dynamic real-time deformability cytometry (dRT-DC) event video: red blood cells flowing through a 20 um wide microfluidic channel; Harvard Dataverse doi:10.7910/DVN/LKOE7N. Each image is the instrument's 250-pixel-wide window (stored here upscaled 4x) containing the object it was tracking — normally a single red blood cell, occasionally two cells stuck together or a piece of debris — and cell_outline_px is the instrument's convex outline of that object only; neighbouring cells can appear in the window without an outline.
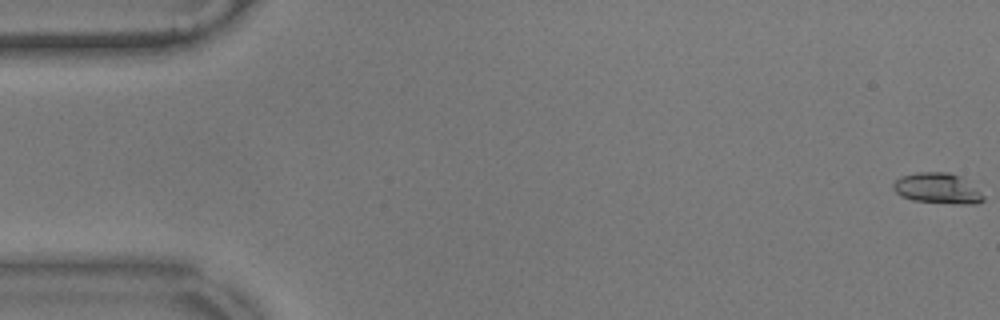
{"species": "common noctule bat (a hibernating species)", "species_latin": "Nyctalus noctula", "temperature_condition": "warm", "stored_images_in_passage": 58, "camera_frame_rate_fps": 3000, "um_per_image_px": 0.085, "animal": {"sex": "male", "body_mass_g": 17.9}, "frame": {"image": 1, "passage_image": 1, "time_ms": 0.0, "image_size_px": [1000, 320], "cell_outline_px": [[984, 200], [976, 204], [956, 204], [912, 200], [900, 196], [892, 188], [892, 184], [900, 176], [920, 172], [948, 172], [960, 176], [980, 192], [984, 196]], "centroid_in_image_um": [79.66, 16.02], "position_along_channel_um": 5.3, "area_um2": 16.01}}
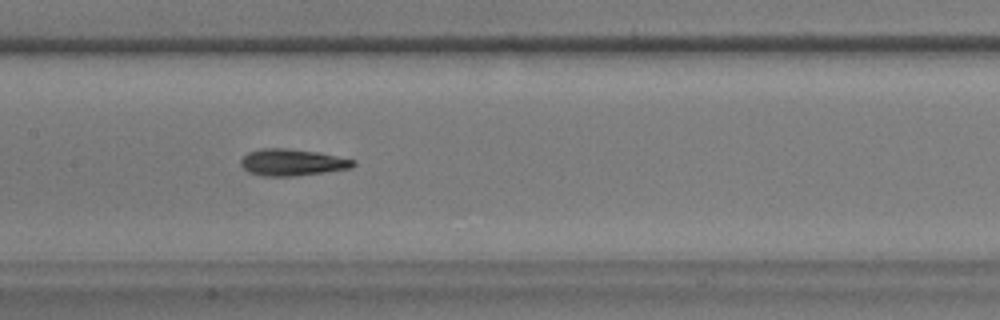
{"frame": {"image": 2, "passage_image": 28, "time_ms": 9.0, "image_size_px": [1000, 320], "cell_outline_px": [[356, 164], [352, 168], [324, 172], [292, 176], [264, 176], [248, 172], [240, 164], [240, 160], [248, 152], [260, 148], [284, 148], [320, 152], [356, 160]], "centroid_in_image_um": [24.85, 13.79], "position_along_channel_um": 182.6, "area_um2": 17.57}}
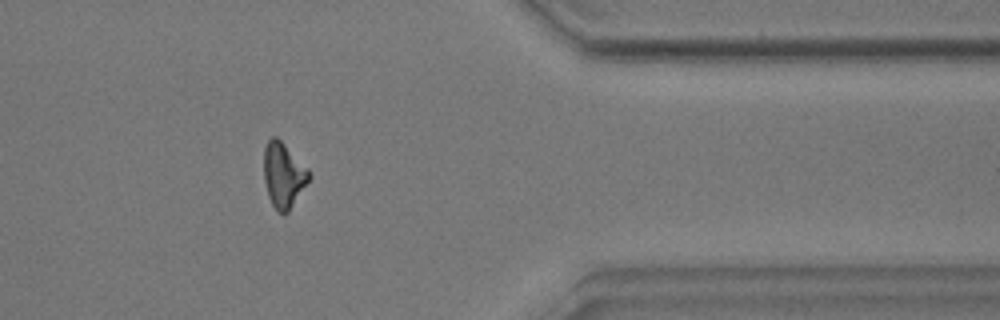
{"frame": {"image": 3, "passage_image": 47, "time_ms": 15.333, "image_size_px": [1000, 320], "cell_outline_px": [[312, 176], [288, 212], [284, 216], [276, 212], [268, 196], [264, 180], [264, 148], [268, 140], [272, 136], [276, 136], [308, 168]], "centroid_in_image_um": [24.09, 14.91], "position_along_channel_um": 387.3, "area_um2": 17.22}, "authors_computed_cell_mechanics": {"area_um2": 16.762, "velocity_mm_per_s": 3.5603, "shape_relaxation_time_tau1_ms": 6.4826, "shape_relaxation_time_tau2_ms": 4.2895, "deformation_change_tau1": 0.1651, "deformation_change_tau2": 0.1334}}